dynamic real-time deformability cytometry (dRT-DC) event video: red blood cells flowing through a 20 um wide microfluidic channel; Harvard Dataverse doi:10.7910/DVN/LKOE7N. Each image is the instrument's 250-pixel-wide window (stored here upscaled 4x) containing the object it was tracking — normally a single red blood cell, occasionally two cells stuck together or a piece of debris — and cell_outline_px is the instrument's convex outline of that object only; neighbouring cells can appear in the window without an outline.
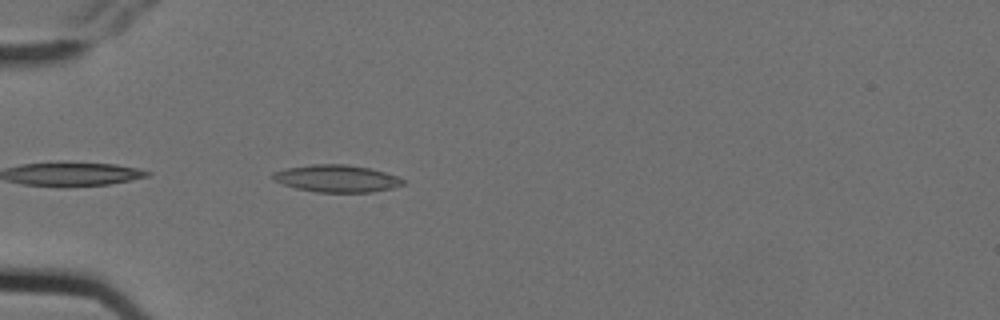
{"species": "Egyptian fruit bat (a non-hibernating species)", "species_latin": "Rousettus aegyptiacus", "temperature_condition": "cold", "stored_images_in_passage": 3, "camera_frame_rate_fps": 3000, "um_per_image_px": 0.085, "animal": {"sex": "female"}, "frame": {"image": 1, "passage_image": 3, "time_ms": 0.667, "image_size_px": [1000, 320], "cell_outline_px": [[404, 184], [392, 188], [372, 192], [316, 192], [296, 188], [284, 184], [276, 180], [272, 176], [272, 172], [288, 168], [312, 164], [344, 164], [368, 168], [384, 172], [396, 176], [404, 180]], "centroid_in_image_um": [28.63, 15.17], "position_along_channel_um": 56.4, "area_um2": 20.35}}